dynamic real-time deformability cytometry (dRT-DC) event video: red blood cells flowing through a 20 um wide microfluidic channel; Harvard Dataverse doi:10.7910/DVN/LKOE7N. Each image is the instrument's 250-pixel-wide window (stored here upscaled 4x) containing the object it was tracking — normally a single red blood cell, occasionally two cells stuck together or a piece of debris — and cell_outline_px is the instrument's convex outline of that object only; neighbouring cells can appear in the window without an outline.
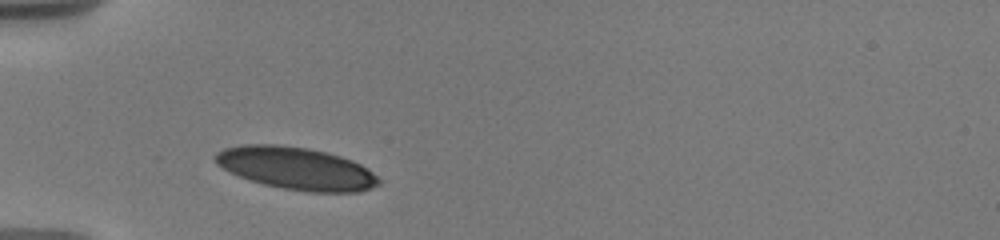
{"species": "human", "species_latin": "Homo sapiens", "temperature_condition": "warm", "stored_images_in_passage": 7, "camera_frame_rate_fps": 3000, "um_per_image_px": 0.085, "donor": {"sex": "male"}, "frame": {"image": 1, "passage_image": 1, "time_ms": 0.0, "image_size_px": [1000, 240], "cell_outline_px": [[380, 184], [356, 192], [308, 192], [284, 188], [264, 184], [240, 176], [216, 164], [216, 152], [224, 148], [244, 144], [276, 144], [308, 148], [340, 156], [352, 160], [368, 168], [380, 180]], "centroid_in_image_um": [25.19, 14.3], "position_along_channel_um": 59.8, "area_um2": 40.0}}
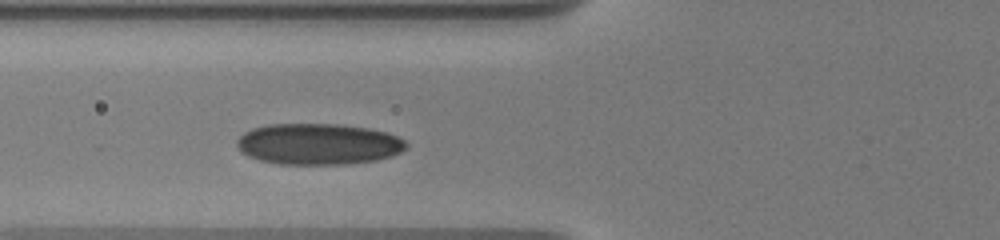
{"frame": {"image": 2, "passage_image": 6, "time_ms": 1.333, "image_size_px": [1000, 240], "cell_outline_px": [[408, 148], [392, 156], [376, 160], [348, 164], [280, 164], [260, 160], [248, 156], [240, 152], [236, 148], [236, 140], [244, 132], [252, 128], [268, 124], [336, 124], [368, 128], [388, 132], [404, 140], [408, 144]], "centroid_in_image_um": [27.05, 12.24], "position_along_channel_um": 98.8, "area_um2": 40.92}}